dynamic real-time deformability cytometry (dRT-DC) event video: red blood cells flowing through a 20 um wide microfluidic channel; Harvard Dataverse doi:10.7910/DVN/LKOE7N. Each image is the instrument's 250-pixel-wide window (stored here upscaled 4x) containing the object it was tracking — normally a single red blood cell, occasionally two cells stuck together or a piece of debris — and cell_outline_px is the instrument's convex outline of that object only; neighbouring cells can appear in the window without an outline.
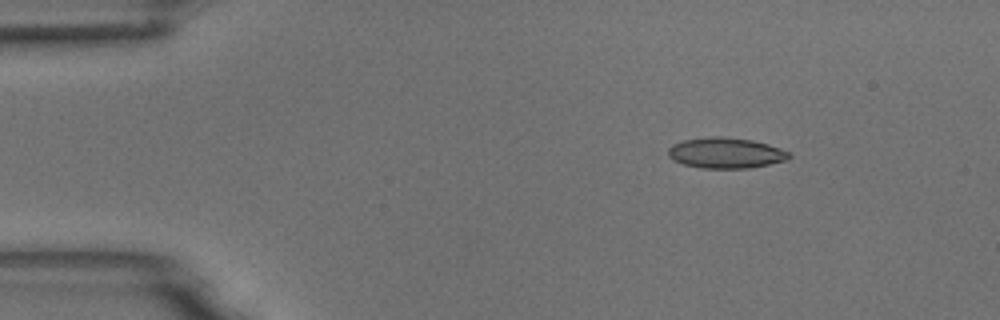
{"species": "common noctule bat (a hibernating species)", "species_latin": "Nyctalus noctula", "temperature_condition": "room temperature", "stored_images_in_passage": 7, "camera_frame_rate_fps": 3000, "um_per_image_px": 0.085, "animal": {"sex": "male", "body_mass_g": 18.8}, "frame": {"image": 1, "passage_image": 3, "time_ms": 0.667, "image_size_px": [1000, 320], "cell_outline_px": [[792, 156], [788, 160], [748, 168], [700, 168], [684, 164], [672, 160], [668, 156], [668, 148], [672, 144], [684, 140], [712, 136], [720, 136], [752, 140], [768, 144], [780, 148], [788, 152]], "centroid_in_image_um": [61.67, 13.0], "position_along_channel_um": 23.3, "area_um2": 21.62}}
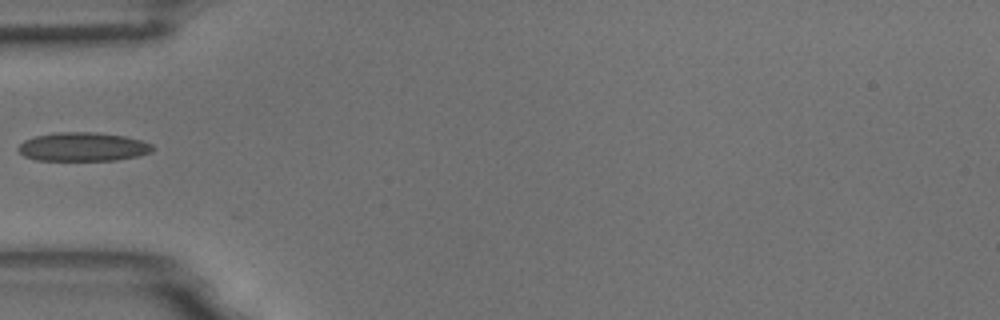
{"frame": {"image": 2, "passage_image": 6, "time_ms": 1.667, "image_size_px": [1000, 320], "cell_outline_px": [[152, 152], [136, 156], [116, 160], [36, 160], [24, 156], [16, 148], [24, 140], [36, 136], [56, 132], [96, 132], [124, 136], [140, 140], [152, 144]], "centroid_in_image_um": [7.02, 12.48], "position_along_channel_um": 78.0, "area_um2": 22.43}}